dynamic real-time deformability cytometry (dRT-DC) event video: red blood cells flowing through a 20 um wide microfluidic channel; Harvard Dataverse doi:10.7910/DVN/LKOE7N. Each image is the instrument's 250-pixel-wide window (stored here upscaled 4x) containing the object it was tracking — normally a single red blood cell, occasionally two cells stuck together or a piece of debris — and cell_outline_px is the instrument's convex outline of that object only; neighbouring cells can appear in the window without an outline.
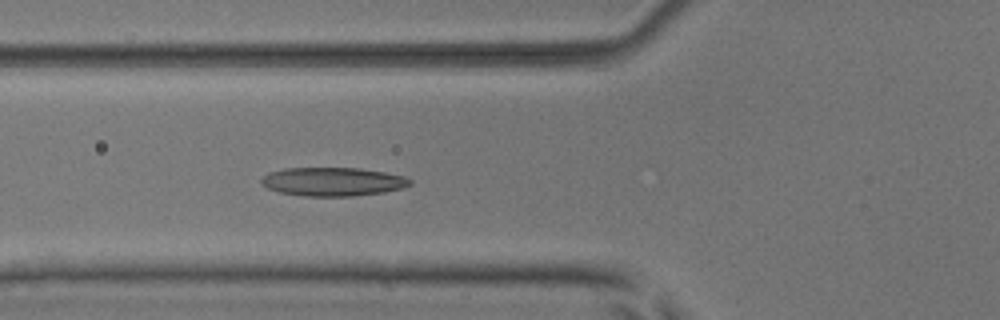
{"species": "common noctule bat (a hibernating species)", "species_latin": "Nyctalus noctula", "temperature_condition": "room temperature", "stored_images_in_passage": 6, "camera_frame_rate_fps": 3000, "um_per_image_px": 0.085, "animal": {"sex": "male", "body_mass_g": 17.9, "forearm_length_mm": 54.2}, "frame": {"image": 1, "passage_image": 6, "time_ms": 5.667, "image_size_px": [1000, 320], "cell_outline_px": [[412, 184], [404, 188], [384, 192], [352, 196], [304, 196], [280, 192], [268, 188], [260, 184], [260, 180], [268, 172], [284, 168], [360, 168], [384, 172], [404, 176], [412, 180]], "centroid_in_image_um": [28.29, 15.44], "position_along_channel_um": 97.5, "area_um2": 24.91}}